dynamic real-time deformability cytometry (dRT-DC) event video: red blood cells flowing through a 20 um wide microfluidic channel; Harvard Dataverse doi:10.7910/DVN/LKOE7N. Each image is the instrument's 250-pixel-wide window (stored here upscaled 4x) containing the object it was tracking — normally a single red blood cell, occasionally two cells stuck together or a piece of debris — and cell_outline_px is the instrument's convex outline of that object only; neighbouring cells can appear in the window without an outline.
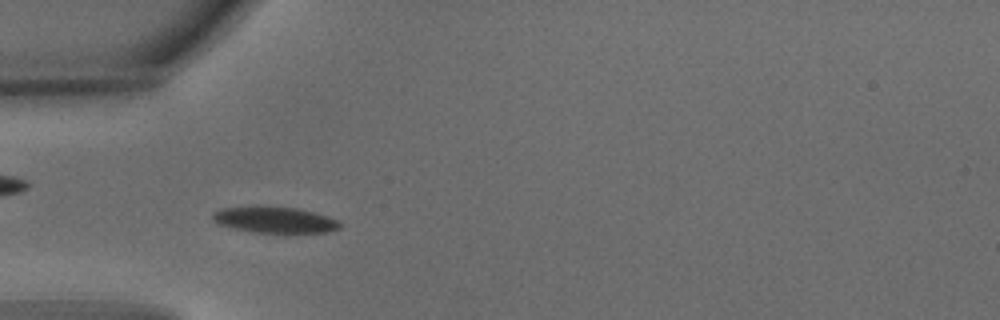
{"species": "common noctule bat (a hibernating species)", "species_latin": "Nyctalus noctula", "temperature_condition": "warm", "stored_images_in_passage": 4, "camera_frame_rate_fps": 3000, "um_per_image_px": 0.085, "animal": {"sex": "male", "body_mass_g": 15.6}, "frame": {"image": 1, "passage_image": 4, "time_ms": 1.0, "image_size_px": [1000, 320], "cell_outline_px": [[344, 224], [340, 228], [328, 232], [256, 232], [236, 228], [220, 224], [212, 220], [212, 212], [224, 208], [256, 204], [260, 204], [296, 208], [328, 216], [340, 220]], "centroid_in_image_um": [23.37, 18.64], "position_along_channel_um": 61.6, "area_um2": 19.71}}